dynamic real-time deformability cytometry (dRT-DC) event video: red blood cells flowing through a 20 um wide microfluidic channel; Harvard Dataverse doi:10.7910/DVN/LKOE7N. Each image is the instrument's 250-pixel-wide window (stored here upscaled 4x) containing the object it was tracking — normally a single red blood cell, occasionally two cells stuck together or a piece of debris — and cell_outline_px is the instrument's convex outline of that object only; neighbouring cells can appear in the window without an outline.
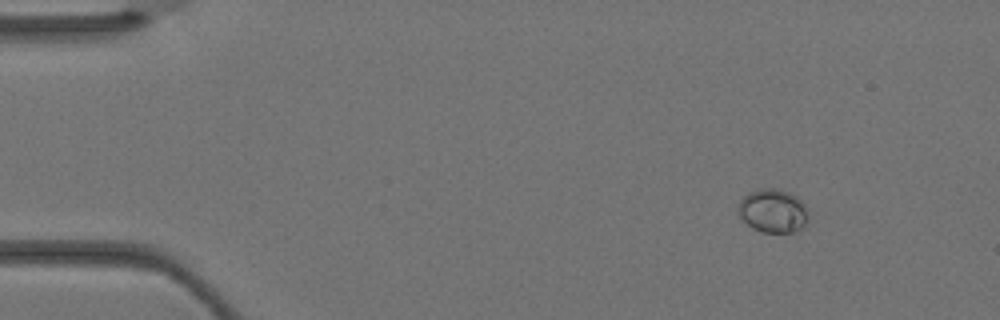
{"species": "Egyptian fruit bat (a non-hibernating species)", "species_latin": "Rousettus aegyptiacus", "temperature_condition": "warm", "stored_images_in_passage": 3, "camera_frame_rate_fps": 3000, "um_per_image_px": 0.085, "animal": {"sex": "female"}, "frame": {"image": 1, "passage_image": 1, "time_ms": 0.0, "image_size_px": [1000, 320], "cell_outline_px": [[808, 216], [804, 224], [800, 228], [792, 232], [760, 232], [752, 228], [736, 212], [740, 200], [748, 192], [764, 188], [780, 188], [796, 196], [804, 204], [808, 212]], "centroid_in_image_um": [65.67, 17.91], "position_along_channel_um": 19.3, "area_um2": 17.8}}